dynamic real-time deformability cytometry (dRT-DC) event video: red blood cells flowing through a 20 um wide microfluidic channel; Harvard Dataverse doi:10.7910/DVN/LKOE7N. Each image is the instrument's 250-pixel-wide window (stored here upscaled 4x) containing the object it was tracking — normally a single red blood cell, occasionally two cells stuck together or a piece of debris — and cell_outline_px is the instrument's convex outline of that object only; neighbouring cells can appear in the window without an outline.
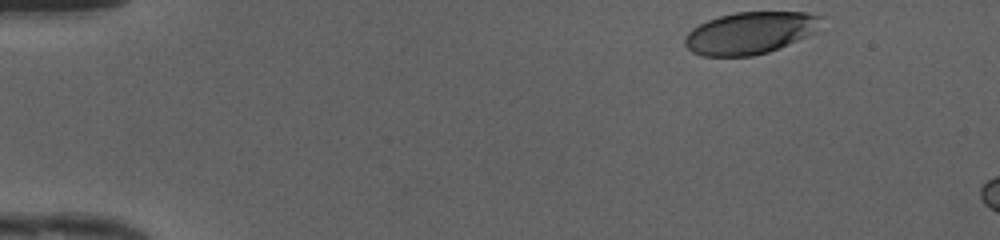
{"species": "human", "species_latin": "Homo sapiens", "temperature_condition": "cold", "stored_images_in_passage": 7, "camera_frame_rate_fps": 3000, "um_per_image_px": 0.085, "donor": {"sex": "female"}, "frame": {"image": 1, "passage_image": 1, "time_ms": 0.0, "image_size_px": [1000, 240], "cell_outline_px": [[824, 16], [816, 32], [808, 36], [768, 52], [752, 56], [704, 56], [692, 52], [684, 44], [684, 36], [692, 28], [708, 20], [720, 16], [736, 12], [804, 12]], "centroid_in_image_um": [63.76, 2.8], "position_along_channel_um": 21.2, "area_um2": 33.47}}